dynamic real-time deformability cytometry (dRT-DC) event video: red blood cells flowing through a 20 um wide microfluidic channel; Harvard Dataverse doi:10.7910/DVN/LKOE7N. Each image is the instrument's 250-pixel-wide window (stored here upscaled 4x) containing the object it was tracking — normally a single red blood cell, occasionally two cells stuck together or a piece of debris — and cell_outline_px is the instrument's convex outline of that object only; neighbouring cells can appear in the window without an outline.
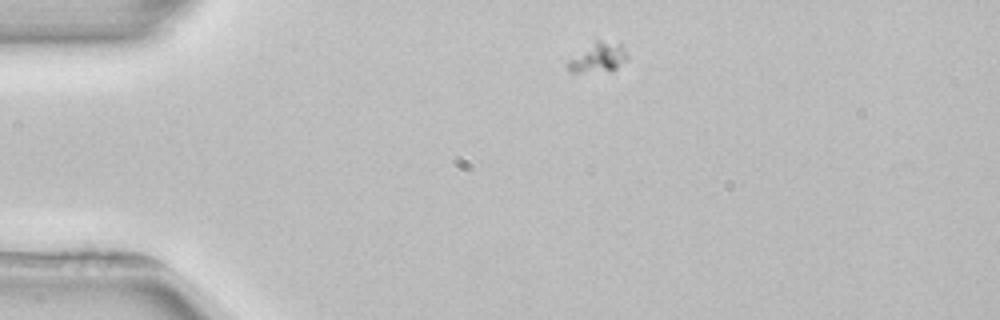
{"species": "common noctule bat (a hibernating species)", "species_latin": "Nyctalus noctula", "temperature_condition": "room temperature", "stored_images_in_passage": 2, "camera_frame_rate_fps": 3000, "um_per_image_px": 0.085, "animal": {"sex": "female", "body_mass_g": 22.7, "forearm_length_mm": 54.2}, "frame": {"image": 1, "passage_image": 1, "time_ms": 0.0, "image_size_px": [1000, 320], "cell_outline_px": [[628, 60], [616, 68], [576, 72], [568, 72], [568, 60], [596, 40], [620, 40], [628, 56]], "centroid_in_image_um": [50.91, 4.82], "position_along_channel_um": 34.1, "area_um2": 10.12}}